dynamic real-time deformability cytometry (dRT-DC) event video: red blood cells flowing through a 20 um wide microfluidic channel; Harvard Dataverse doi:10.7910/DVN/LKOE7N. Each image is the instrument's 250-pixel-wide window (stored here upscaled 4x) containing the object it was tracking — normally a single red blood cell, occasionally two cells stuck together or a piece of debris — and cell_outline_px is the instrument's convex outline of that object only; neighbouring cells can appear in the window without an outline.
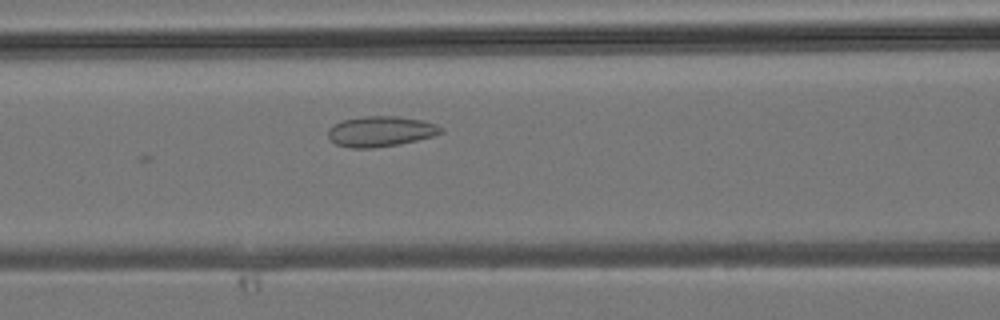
{"species": "common noctule bat (a hibernating species)", "species_latin": "Nyctalus noctula", "temperature_condition": "room temperature", "stored_images_in_passage": 30, "camera_frame_rate_fps": 3000, "um_per_image_px": 0.085, "animal": {"sex": "male", "body_mass_g": 19.2, "forearm_length_mm": 51.8}, "frame": {"image": 1, "passage_image": 13, "time_ms": 4.0, "image_size_px": [1000, 320], "cell_outline_px": [[444, 132], [432, 136], [416, 140], [396, 144], [372, 148], [352, 148], [336, 144], [328, 136], [328, 128], [344, 120], [364, 116], [396, 116], [424, 120], [436, 124], [444, 128]], "centroid_in_image_um": [32.38, 11.16], "position_along_channel_um": 134.2, "area_um2": 19.83}}
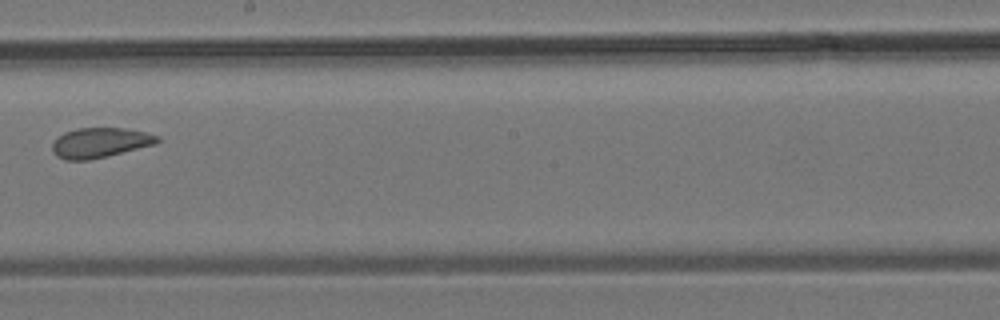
{"frame": {"image": 2, "passage_image": 19, "time_ms": 6.0, "image_size_px": [1000, 320], "cell_outline_px": [[160, 140], [156, 144], [88, 160], [64, 160], [56, 156], [52, 152], [52, 144], [64, 132], [76, 128], [124, 128], [144, 132], [160, 136]], "centroid_in_image_um": [8.49, 12.12], "position_along_channel_um": 239.7, "area_um2": 18.21}}
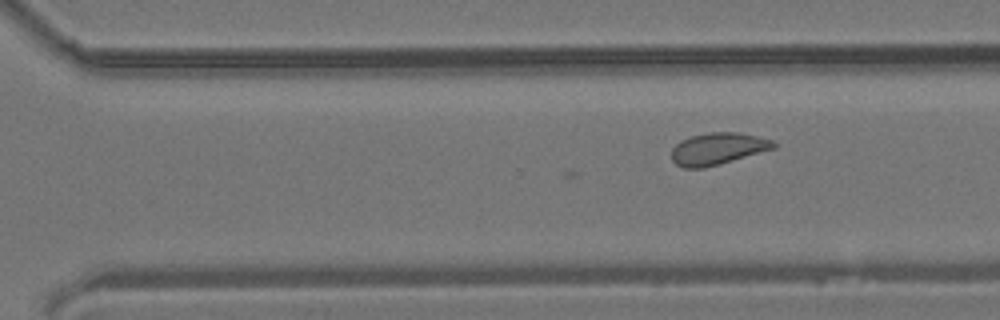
{"frame": {"image": 3, "passage_image": 23, "time_ms": 7.333, "image_size_px": [1000, 320], "cell_outline_px": [[776, 148], [720, 164], [704, 168], [684, 168], [676, 164], [672, 160], [672, 148], [680, 140], [692, 136], [708, 132], [740, 132], [772, 140], [776, 144]], "centroid_in_image_um": [61.0, 12.64], "position_along_channel_um": 309.6, "area_um2": 19.02}}